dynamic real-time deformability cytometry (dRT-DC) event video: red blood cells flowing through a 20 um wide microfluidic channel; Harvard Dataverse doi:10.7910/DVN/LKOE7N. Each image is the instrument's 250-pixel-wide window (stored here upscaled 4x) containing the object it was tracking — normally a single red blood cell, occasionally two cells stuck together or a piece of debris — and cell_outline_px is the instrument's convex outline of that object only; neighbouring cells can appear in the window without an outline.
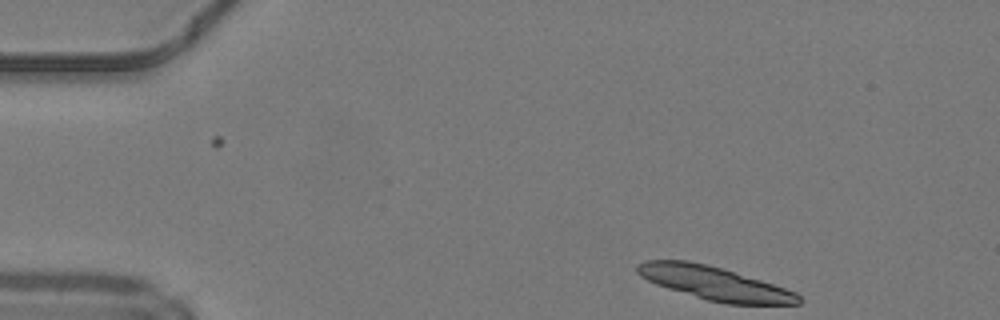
{"species": "common noctule bat (a hibernating species)", "species_latin": "Nyctalus noctula", "temperature_condition": "warm", "stored_images_in_passage": 2, "camera_frame_rate_fps": 3000, "um_per_image_px": 0.085, "animal": {"sex": "male", "body_mass_g": 19.2, "forearm_length_mm": 51.8}, "frame": {"image": 1, "passage_image": 2, "time_ms": 0.333, "image_size_px": [1000, 320], "cell_outline_px": [[804, 300], [800, 304], [724, 304], [708, 300], [668, 288], [656, 284], [640, 276], [636, 272], [636, 264], [644, 260], [688, 260], [708, 264], [760, 280], [796, 292]], "centroid_in_image_um": [60.71, 24.07], "position_along_channel_um": 24.3, "area_um2": 31.27}}